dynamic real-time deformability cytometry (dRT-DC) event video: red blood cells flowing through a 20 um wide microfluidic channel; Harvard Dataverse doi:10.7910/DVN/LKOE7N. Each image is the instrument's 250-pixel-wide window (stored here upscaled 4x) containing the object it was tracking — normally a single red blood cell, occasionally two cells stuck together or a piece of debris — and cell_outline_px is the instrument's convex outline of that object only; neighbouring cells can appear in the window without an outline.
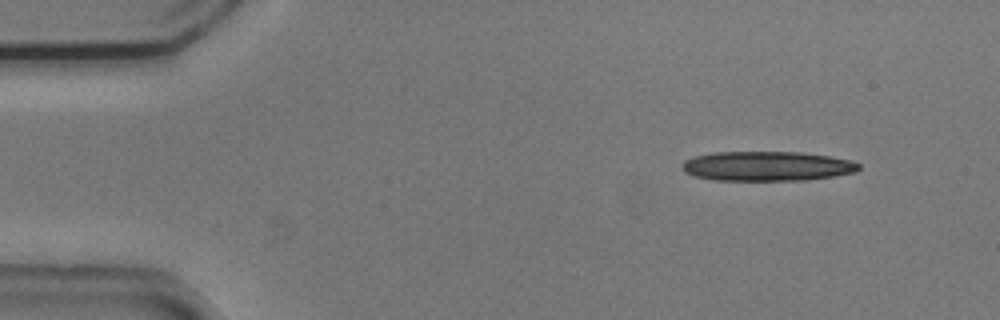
{"species": "common noctule bat (a hibernating species)", "species_latin": "Nyctalus noctula", "temperature_condition": "cold", "stored_images_in_passage": 4, "camera_frame_rate_fps": 3000, "um_per_image_px": 0.085, "animal": {"sex": "male", "body_mass_g": 20.5, "forearm_length_mm": 52.5}, "frame": {"image": 1, "passage_image": 1, "time_ms": 0.0, "image_size_px": [1000, 320], "cell_outline_px": [[860, 168], [856, 172], [832, 176], [804, 180], [712, 180], [696, 176], [684, 172], [680, 168], [680, 164], [684, 160], [692, 156], [712, 152], [800, 152], [828, 156], [848, 160], [860, 164]], "centroid_in_image_um": [65.12, 14.12], "position_along_channel_um": 19.9, "area_um2": 30.58}}